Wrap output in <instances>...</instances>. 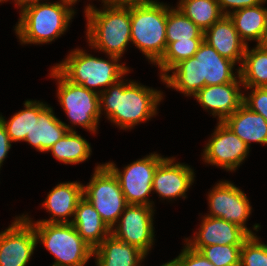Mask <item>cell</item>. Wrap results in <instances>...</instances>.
<instances>
[{
    "label": "cell",
    "instance_id": "2e32d148",
    "mask_svg": "<svg viewBox=\"0 0 267 266\" xmlns=\"http://www.w3.org/2000/svg\"><path fill=\"white\" fill-rule=\"evenodd\" d=\"M199 232L191 239L184 240L189 247L199 251L202 247L211 245L242 246L249 235L236 224L205 215L202 218Z\"/></svg>",
    "mask_w": 267,
    "mask_h": 266
},
{
    "label": "cell",
    "instance_id": "7c38bea8",
    "mask_svg": "<svg viewBox=\"0 0 267 266\" xmlns=\"http://www.w3.org/2000/svg\"><path fill=\"white\" fill-rule=\"evenodd\" d=\"M154 208L146 205L128 204L111 228V234L148 255L154 245Z\"/></svg>",
    "mask_w": 267,
    "mask_h": 266
},
{
    "label": "cell",
    "instance_id": "836d02e7",
    "mask_svg": "<svg viewBox=\"0 0 267 266\" xmlns=\"http://www.w3.org/2000/svg\"><path fill=\"white\" fill-rule=\"evenodd\" d=\"M173 260L177 266H214L199 251L192 249L187 244Z\"/></svg>",
    "mask_w": 267,
    "mask_h": 266
},
{
    "label": "cell",
    "instance_id": "d4e9b609",
    "mask_svg": "<svg viewBox=\"0 0 267 266\" xmlns=\"http://www.w3.org/2000/svg\"><path fill=\"white\" fill-rule=\"evenodd\" d=\"M239 73L244 88L267 87V47L247 45Z\"/></svg>",
    "mask_w": 267,
    "mask_h": 266
},
{
    "label": "cell",
    "instance_id": "9a60e30c",
    "mask_svg": "<svg viewBox=\"0 0 267 266\" xmlns=\"http://www.w3.org/2000/svg\"><path fill=\"white\" fill-rule=\"evenodd\" d=\"M175 158L165 157L157 166L154 176L152 191L159 194L161 199L182 197L194 183V170L184 163H175Z\"/></svg>",
    "mask_w": 267,
    "mask_h": 266
},
{
    "label": "cell",
    "instance_id": "603a6c76",
    "mask_svg": "<svg viewBox=\"0 0 267 266\" xmlns=\"http://www.w3.org/2000/svg\"><path fill=\"white\" fill-rule=\"evenodd\" d=\"M224 124L250 148L251 142L267 144L266 119L242 104Z\"/></svg>",
    "mask_w": 267,
    "mask_h": 266
},
{
    "label": "cell",
    "instance_id": "44dd1931",
    "mask_svg": "<svg viewBox=\"0 0 267 266\" xmlns=\"http://www.w3.org/2000/svg\"><path fill=\"white\" fill-rule=\"evenodd\" d=\"M71 220V224L78 234L93 249L97 248L111 234V229L84 197L78 202L74 218Z\"/></svg>",
    "mask_w": 267,
    "mask_h": 266
},
{
    "label": "cell",
    "instance_id": "ffe728a7",
    "mask_svg": "<svg viewBox=\"0 0 267 266\" xmlns=\"http://www.w3.org/2000/svg\"><path fill=\"white\" fill-rule=\"evenodd\" d=\"M93 256L96 266H141L147 255L110 234L93 250Z\"/></svg>",
    "mask_w": 267,
    "mask_h": 266
},
{
    "label": "cell",
    "instance_id": "f1b7e54d",
    "mask_svg": "<svg viewBox=\"0 0 267 266\" xmlns=\"http://www.w3.org/2000/svg\"><path fill=\"white\" fill-rule=\"evenodd\" d=\"M192 38H204V31L195 25L178 8L168 6L166 23L167 45L175 41H190Z\"/></svg>",
    "mask_w": 267,
    "mask_h": 266
},
{
    "label": "cell",
    "instance_id": "4fadbf2b",
    "mask_svg": "<svg viewBox=\"0 0 267 266\" xmlns=\"http://www.w3.org/2000/svg\"><path fill=\"white\" fill-rule=\"evenodd\" d=\"M37 245L33 225L23 216L0 232V266H27Z\"/></svg>",
    "mask_w": 267,
    "mask_h": 266
},
{
    "label": "cell",
    "instance_id": "d590c367",
    "mask_svg": "<svg viewBox=\"0 0 267 266\" xmlns=\"http://www.w3.org/2000/svg\"><path fill=\"white\" fill-rule=\"evenodd\" d=\"M11 139L7 134L5 126L0 121V168L3 165L4 159H6L9 150L11 149Z\"/></svg>",
    "mask_w": 267,
    "mask_h": 266
},
{
    "label": "cell",
    "instance_id": "83f0119b",
    "mask_svg": "<svg viewBox=\"0 0 267 266\" xmlns=\"http://www.w3.org/2000/svg\"><path fill=\"white\" fill-rule=\"evenodd\" d=\"M177 8L204 32L223 16L217 0H180Z\"/></svg>",
    "mask_w": 267,
    "mask_h": 266
},
{
    "label": "cell",
    "instance_id": "8fae6325",
    "mask_svg": "<svg viewBox=\"0 0 267 266\" xmlns=\"http://www.w3.org/2000/svg\"><path fill=\"white\" fill-rule=\"evenodd\" d=\"M210 214L242 228L249 236H254L246 226L252 207L246 194L229 181H220L208 193Z\"/></svg>",
    "mask_w": 267,
    "mask_h": 266
},
{
    "label": "cell",
    "instance_id": "7a4b0ae2",
    "mask_svg": "<svg viewBox=\"0 0 267 266\" xmlns=\"http://www.w3.org/2000/svg\"><path fill=\"white\" fill-rule=\"evenodd\" d=\"M163 99L161 91L122 78L99 93V110L121 129H131L156 115Z\"/></svg>",
    "mask_w": 267,
    "mask_h": 266
},
{
    "label": "cell",
    "instance_id": "4316f807",
    "mask_svg": "<svg viewBox=\"0 0 267 266\" xmlns=\"http://www.w3.org/2000/svg\"><path fill=\"white\" fill-rule=\"evenodd\" d=\"M53 156L65 164H78L91 156L90 143L77 134V131H68L48 150Z\"/></svg>",
    "mask_w": 267,
    "mask_h": 266
},
{
    "label": "cell",
    "instance_id": "9c48e42d",
    "mask_svg": "<svg viewBox=\"0 0 267 266\" xmlns=\"http://www.w3.org/2000/svg\"><path fill=\"white\" fill-rule=\"evenodd\" d=\"M83 197L93 205L110 229L128 205L116 176L105 164L95 167L90 182L83 186Z\"/></svg>",
    "mask_w": 267,
    "mask_h": 266
},
{
    "label": "cell",
    "instance_id": "277c9868",
    "mask_svg": "<svg viewBox=\"0 0 267 266\" xmlns=\"http://www.w3.org/2000/svg\"><path fill=\"white\" fill-rule=\"evenodd\" d=\"M72 3L59 2L30 5L20 11L15 33L21 44H43L54 41L68 29L75 15Z\"/></svg>",
    "mask_w": 267,
    "mask_h": 266
},
{
    "label": "cell",
    "instance_id": "d6986e66",
    "mask_svg": "<svg viewBox=\"0 0 267 266\" xmlns=\"http://www.w3.org/2000/svg\"><path fill=\"white\" fill-rule=\"evenodd\" d=\"M204 41L222 57L242 64L247 45L240 38L229 15H223L204 32Z\"/></svg>",
    "mask_w": 267,
    "mask_h": 266
},
{
    "label": "cell",
    "instance_id": "ab89813d",
    "mask_svg": "<svg viewBox=\"0 0 267 266\" xmlns=\"http://www.w3.org/2000/svg\"><path fill=\"white\" fill-rule=\"evenodd\" d=\"M161 266H177L174 260H171L167 263L162 264Z\"/></svg>",
    "mask_w": 267,
    "mask_h": 266
},
{
    "label": "cell",
    "instance_id": "e0dca14e",
    "mask_svg": "<svg viewBox=\"0 0 267 266\" xmlns=\"http://www.w3.org/2000/svg\"><path fill=\"white\" fill-rule=\"evenodd\" d=\"M242 82L204 86L193 97L206 110L224 123L243 104Z\"/></svg>",
    "mask_w": 267,
    "mask_h": 266
},
{
    "label": "cell",
    "instance_id": "d6a6232c",
    "mask_svg": "<svg viewBox=\"0 0 267 266\" xmlns=\"http://www.w3.org/2000/svg\"><path fill=\"white\" fill-rule=\"evenodd\" d=\"M248 95L243 94V104L250 110L262 115L267 121V87H252Z\"/></svg>",
    "mask_w": 267,
    "mask_h": 266
},
{
    "label": "cell",
    "instance_id": "f546056e",
    "mask_svg": "<svg viewBox=\"0 0 267 266\" xmlns=\"http://www.w3.org/2000/svg\"><path fill=\"white\" fill-rule=\"evenodd\" d=\"M204 38H192L190 41H175L167 45L162 58L156 63L160 69V79L169 73L180 61L193 57Z\"/></svg>",
    "mask_w": 267,
    "mask_h": 266
},
{
    "label": "cell",
    "instance_id": "52a82bcc",
    "mask_svg": "<svg viewBox=\"0 0 267 266\" xmlns=\"http://www.w3.org/2000/svg\"><path fill=\"white\" fill-rule=\"evenodd\" d=\"M23 216L33 225L37 243L55 257L52 266H85L93 256L91 248L71 223L33 222L28 214Z\"/></svg>",
    "mask_w": 267,
    "mask_h": 266
},
{
    "label": "cell",
    "instance_id": "8992f818",
    "mask_svg": "<svg viewBox=\"0 0 267 266\" xmlns=\"http://www.w3.org/2000/svg\"><path fill=\"white\" fill-rule=\"evenodd\" d=\"M168 5L157 0L130 5L131 43L154 63L165 53Z\"/></svg>",
    "mask_w": 267,
    "mask_h": 266
},
{
    "label": "cell",
    "instance_id": "ba28073f",
    "mask_svg": "<svg viewBox=\"0 0 267 266\" xmlns=\"http://www.w3.org/2000/svg\"><path fill=\"white\" fill-rule=\"evenodd\" d=\"M50 76L58 82L57 96L71 124L97 133L101 118L98 92L70 82L54 66Z\"/></svg>",
    "mask_w": 267,
    "mask_h": 266
},
{
    "label": "cell",
    "instance_id": "60d3db41",
    "mask_svg": "<svg viewBox=\"0 0 267 266\" xmlns=\"http://www.w3.org/2000/svg\"><path fill=\"white\" fill-rule=\"evenodd\" d=\"M65 1H68V2L72 3L73 5H75L78 0H65Z\"/></svg>",
    "mask_w": 267,
    "mask_h": 266
},
{
    "label": "cell",
    "instance_id": "cb8c5ba5",
    "mask_svg": "<svg viewBox=\"0 0 267 266\" xmlns=\"http://www.w3.org/2000/svg\"><path fill=\"white\" fill-rule=\"evenodd\" d=\"M240 38L248 45L247 41H257L261 44L267 25V8L263 4L245 7L229 14Z\"/></svg>",
    "mask_w": 267,
    "mask_h": 266
},
{
    "label": "cell",
    "instance_id": "1f68e13d",
    "mask_svg": "<svg viewBox=\"0 0 267 266\" xmlns=\"http://www.w3.org/2000/svg\"><path fill=\"white\" fill-rule=\"evenodd\" d=\"M240 266H267V244L260 242L256 235L249 236L243 242Z\"/></svg>",
    "mask_w": 267,
    "mask_h": 266
},
{
    "label": "cell",
    "instance_id": "5b68a950",
    "mask_svg": "<svg viewBox=\"0 0 267 266\" xmlns=\"http://www.w3.org/2000/svg\"><path fill=\"white\" fill-rule=\"evenodd\" d=\"M108 59L94 57L76 48L54 67L70 82L99 94L103 90L100 87L108 88L130 71L126 65L118 63L119 57L109 55Z\"/></svg>",
    "mask_w": 267,
    "mask_h": 266
},
{
    "label": "cell",
    "instance_id": "e575fe53",
    "mask_svg": "<svg viewBox=\"0 0 267 266\" xmlns=\"http://www.w3.org/2000/svg\"><path fill=\"white\" fill-rule=\"evenodd\" d=\"M217 2L223 15H229L231 14V12H234L236 10L245 7H252L259 4H265L267 0H217Z\"/></svg>",
    "mask_w": 267,
    "mask_h": 266
},
{
    "label": "cell",
    "instance_id": "6da1fadb",
    "mask_svg": "<svg viewBox=\"0 0 267 266\" xmlns=\"http://www.w3.org/2000/svg\"><path fill=\"white\" fill-rule=\"evenodd\" d=\"M235 64V62L222 57L203 40L193 57L180 61L169 70V72L172 71V75L167 73L161 78V81L167 87L190 97L204 86L242 82L239 68L236 73L233 72Z\"/></svg>",
    "mask_w": 267,
    "mask_h": 266
},
{
    "label": "cell",
    "instance_id": "4dcf8cb0",
    "mask_svg": "<svg viewBox=\"0 0 267 266\" xmlns=\"http://www.w3.org/2000/svg\"><path fill=\"white\" fill-rule=\"evenodd\" d=\"M240 250L241 246L211 245L199 252L214 266H240Z\"/></svg>",
    "mask_w": 267,
    "mask_h": 266
},
{
    "label": "cell",
    "instance_id": "8d00e7d4",
    "mask_svg": "<svg viewBox=\"0 0 267 266\" xmlns=\"http://www.w3.org/2000/svg\"><path fill=\"white\" fill-rule=\"evenodd\" d=\"M150 0H102L105 5H120V6H130L133 4L144 3Z\"/></svg>",
    "mask_w": 267,
    "mask_h": 266
},
{
    "label": "cell",
    "instance_id": "74e56055",
    "mask_svg": "<svg viewBox=\"0 0 267 266\" xmlns=\"http://www.w3.org/2000/svg\"><path fill=\"white\" fill-rule=\"evenodd\" d=\"M4 1L7 2L8 0ZM41 1L42 0H14L15 4L21 8L20 11H22L24 8L30 5L40 3Z\"/></svg>",
    "mask_w": 267,
    "mask_h": 266
},
{
    "label": "cell",
    "instance_id": "5bb4252c",
    "mask_svg": "<svg viewBox=\"0 0 267 266\" xmlns=\"http://www.w3.org/2000/svg\"><path fill=\"white\" fill-rule=\"evenodd\" d=\"M249 147L224 123H217L203 149V161L227 171H235L247 158Z\"/></svg>",
    "mask_w": 267,
    "mask_h": 266
},
{
    "label": "cell",
    "instance_id": "3957f363",
    "mask_svg": "<svg viewBox=\"0 0 267 266\" xmlns=\"http://www.w3.org/2000/svg\"><path fill=\"white\" fill-rule=\"evenodd\" d=\"M103 5V10L90 4L84 10L89 46L121 58L131 42L130 6Z\"/></svg>",
    "mask_w": 267,
    "mask_h": 266
},
{
    "label": "cell",
    "instance_id": "484cf974",
    "mask_svg": "<svg viewBox=\"0 0 267 266\" xmlns=\"http://www.w3.org/2000/svg\"><path fill=\"white\" fill-rule=\"evenodd\" d=\"M48 105L36 100H26L24 110L15 113L6 121L5 117L0 115V121L5 126L9 138L13 142L24 141L27 134H30L35 123L38 121V115Z\"/></svg>",
    "mask_w": 267,
    "mask_h": 266
},
{
    "label": "cell",
    "instance_id": "f35d334b",
    "mask_svg": "<svg viewBox=\"0 0 267 266\" xmlns=\"http://www.w3.org/2000/svg\"><path fill=\"white\" fill-rule=\"evenodd\" d=\"M260 45L267 47V25H266V32H265L264 38Z\"/></svg>",
    "mask_w": 267,
    "mask_h": 266
},
{
    "label": "cell",
    "instance_id": "ac0fdd59",
    "mask_svg": "<svg viewBox=\"0 0 267 266\" xmlns=\"http://www.w3.org/2000/svg\"><path fill=\"white\" fill-rule=\"evenodd\" d=\"M83 186L80 182H63L57 184L47 195L42 206L52 216L44 223H71L68 217H74L78 202L83 198Z\"/></svg>",
    "mask_w": 267,
    "mask_h": 266
},
{
    "label": "cell",
    "instance_id": "30bf717a",
    "mask_svg": "<svg viewBox=\"0 0 267 266\" xmlns=\"http://www.w3.org/2000/svg\"><path fill=\"white\" fill-rule=\"evenodd\" d=\"M164 158L157 153H151L128 164L122 172L114 162H108L105 165L116 176L128 204L153 207L154 202L150 201L147 196L152 192L155 170Z\"/></svg>",
    "mask_w": 267,
    "mask_h": 266
},
{
    "label": "cell",
    "instance_id": "7402d4cb",
    "mask_svg": "<svg viewBox=\"0 0 267 266\" xmlns=\"http://www.w3.org/2000/svg\"><path fill=\"white\" fill-rule=\"evenodd\" d=\"M68 131H76L58 119L53 112V108L47 106L39 115L30 134L25 137L33 148L39 152H48V150L61 139Z\"/></svg>",
    "mask_w": 267,
    "mask_h": 266
}]
</instances>
